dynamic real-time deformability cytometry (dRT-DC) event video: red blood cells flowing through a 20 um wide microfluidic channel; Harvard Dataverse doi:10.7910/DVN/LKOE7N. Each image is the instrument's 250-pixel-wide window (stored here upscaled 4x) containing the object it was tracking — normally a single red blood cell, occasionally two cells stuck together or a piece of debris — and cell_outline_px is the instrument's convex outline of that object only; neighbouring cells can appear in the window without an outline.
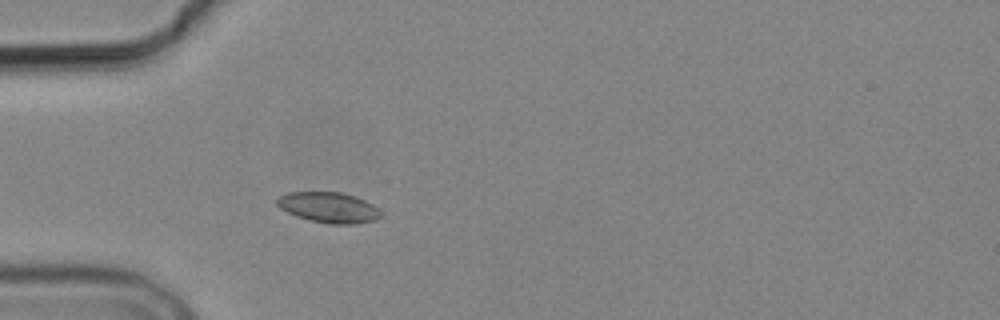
{"species": "common noctule bat (a hibernating species)", "species_latin": "Nyctalus noctula", "temperature_condition": "cold", "stored_images_in_passage": 5, "camera_frame_rate_fps": 3000, "um_per_image_px": 0.085, "animal": {"sex": "male", "body_mass_g": 19.2, "forearm_length_mm": 51.8}, "frame": {"image": 1, "passage_image": 5, "time_ms": 4.333, "image_size_px": [1000, 320], "cell_outline_px": [[380, 216], [376, 220], [356, 224], [328, 224], [296, 216], [280, 208], [276, 204], [276, 196], [288, 192], [340, 192], [356, 196], [372, 204], [380, 212]], "centroid_in_image_um": [27.91, 17.62], "position_along_channel_um": 57.1, "area_um2": 18.5}}